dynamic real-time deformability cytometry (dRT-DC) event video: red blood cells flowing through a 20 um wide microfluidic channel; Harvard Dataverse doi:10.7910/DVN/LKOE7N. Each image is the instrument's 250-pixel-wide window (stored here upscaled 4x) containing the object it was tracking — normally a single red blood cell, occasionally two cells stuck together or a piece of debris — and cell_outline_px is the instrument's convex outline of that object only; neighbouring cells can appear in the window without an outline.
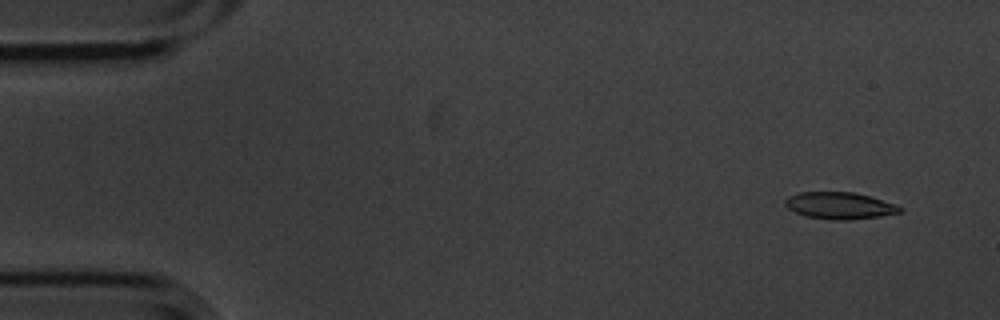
{"species": "common noctule bat (a hibernating species)", "species_latin": "Nyctalus noctula", "temperature_condition": "cold", "stored_images_in_passage": 5, "camera_frame_rate_fps": 3000, "um_per_image_px": 0.085, "animal": {"sex": "male", "body_mass_g": 20.1, "forearm_length_mm": 53.5}, "frame": {"image": 1, "passage_image": 1, "time_ms": 0.0, "image_size_px": [1000, 320], "cell_outline_px": [[900, 212], [880, 216], [848, 220], [836, 220], [804, 216], [788, 208], [784, 204], [784, 200], [788, 196], [800, 192], [852, 192], [868, 196], [896, 204], [900, 208]], "centroid_in_image_um": [71.31, 17.47], "position_along_channel_um": 13.7, "area_um2": 17.74}}